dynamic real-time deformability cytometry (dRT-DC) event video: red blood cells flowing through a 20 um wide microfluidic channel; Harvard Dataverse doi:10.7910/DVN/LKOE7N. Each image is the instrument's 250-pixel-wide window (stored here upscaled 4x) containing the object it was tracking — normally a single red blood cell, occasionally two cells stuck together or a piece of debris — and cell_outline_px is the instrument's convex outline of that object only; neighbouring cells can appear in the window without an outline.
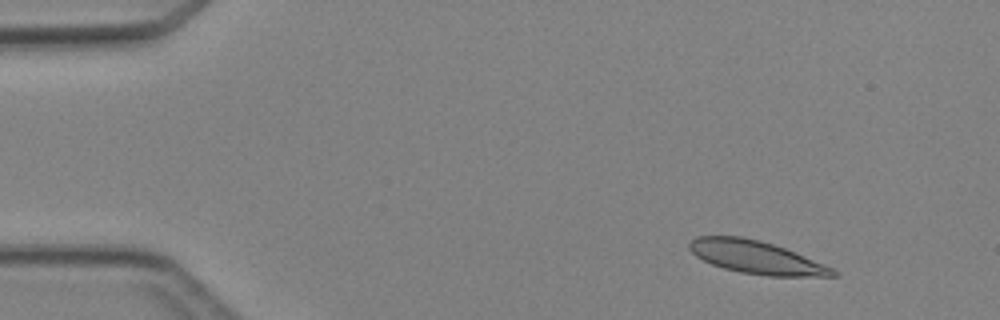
{"species": "Egyptian fruit bat (a non-hibernating species)", "species_latin": "Rousettus aegyptiacus", "temperature_condition": "cold", "stored_images_in_passage": 4, "camera_frame_rate_fps": 3000, "um_per_image_px": 0.085, "animal": {"sex": "female"}, "frame": {"image": 1, "passage_image": 1, "time_ms": 0.0, "image_size_px": [1000, 320], "cell_outline_px": [[840, 276], [768, 276], [740, 272], [724, 268], [712, 264], [696, 256], [688, 248], [688, 244], [696, 236], [740, 236], [760, 240], [784, 248], [824, 264], [840, 272]], "centroid_in_image_um": [64.28, 21.87], "position_along_channel_um": 20.7, "area_um2": 27.34}}